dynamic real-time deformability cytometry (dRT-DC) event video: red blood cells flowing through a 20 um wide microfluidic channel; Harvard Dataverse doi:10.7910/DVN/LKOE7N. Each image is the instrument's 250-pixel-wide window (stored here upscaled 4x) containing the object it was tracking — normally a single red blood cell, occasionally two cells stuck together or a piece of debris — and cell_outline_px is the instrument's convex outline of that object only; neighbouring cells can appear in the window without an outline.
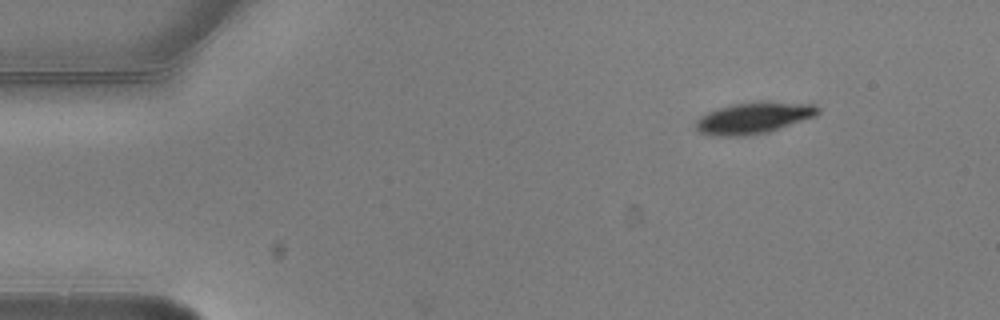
{"species": "common noctule bat (a hibernating species)", "species_latin": "Nyctalus noctula", "temperature_condition": "warm", "stored_images_in_passage": 3, "camera_frame_rate_fps": 3000, "um_per_image_px": 0.085, "animal": {"sex": "male", "body_mass_g": 20.5, "forearm_length_mm": 52.5}, "frame": {"image": 1, "passage_image": 3, "time_ms": 0.667, "image_size_px": [1000, 320], "cell_outline_px": [[820, 112], [816, 116], [768, 132], [748, 136], [708, 136], [700, 132], [696, 128], [696, 120], [700, 116], [708, 112], [732, 104], [760, 100], [812, 104], [820, 108]], "centroid_in_image_um": [64.07, 10.02], "position_along_channel_um": 20.9, "area_um2": 22.66}}